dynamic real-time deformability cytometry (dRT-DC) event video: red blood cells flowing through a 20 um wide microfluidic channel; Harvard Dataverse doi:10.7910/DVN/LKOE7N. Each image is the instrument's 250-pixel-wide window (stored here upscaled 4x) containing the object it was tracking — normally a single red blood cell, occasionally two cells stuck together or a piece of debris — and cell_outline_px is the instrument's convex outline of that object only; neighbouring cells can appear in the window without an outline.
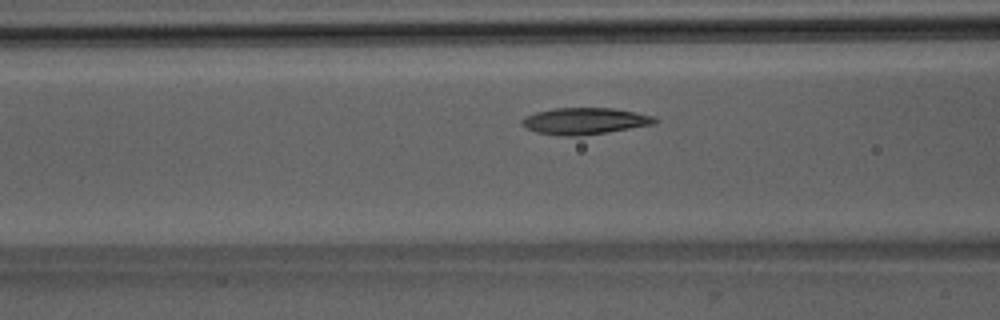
{"species": "Egyptian fruit bat (a non-hibernating species)", "species_latin": "Rousettus aegyptiacus", "temperature_condition": "room temperature", "stored_images_in_passage": 40, "camera_frame_rate_fps": 3000, "um_per_image_px": 0.085, "animal": {"sex": "male"}, "frame": {"image": 1, "passage_image": 9, "time_ms": 2.667, "image_size_px": [1000, 320], "cell_outline_px": [[660, 120], [656, 124], [608, 132], [580, 136], [564, 136], [536, 132], [520, 124], [520, 120], [536, 112], [556, 108], [612, 108], [636, 112], [656, 116]], "centroid_in_image_um": [49.77, 10.29], "position_along_channel_um": 116.8, "area_um2": 20.69}}
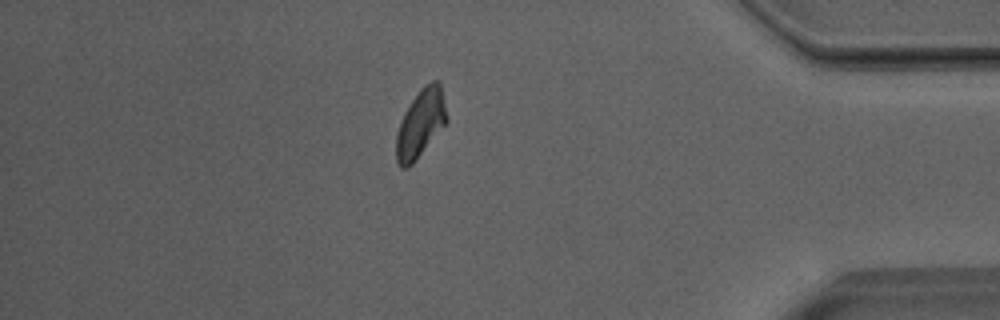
{"frame": {"image": 2, "passage_image": 33, "time_ms": 10.667, "image_size_px": [1000, 320], "cell_outline_px": [[448, 120], [412, 164], [408, 168], [400, 168], [396, 160], [396, 136], [400, 120], [404, 112], [420, 88], [424, 84], [432, 80], [440, 80]], "centroid_in_image_um": [35.74, 10.46], "position_along_channel_um": 399.5, "area_um2": 19.94}}
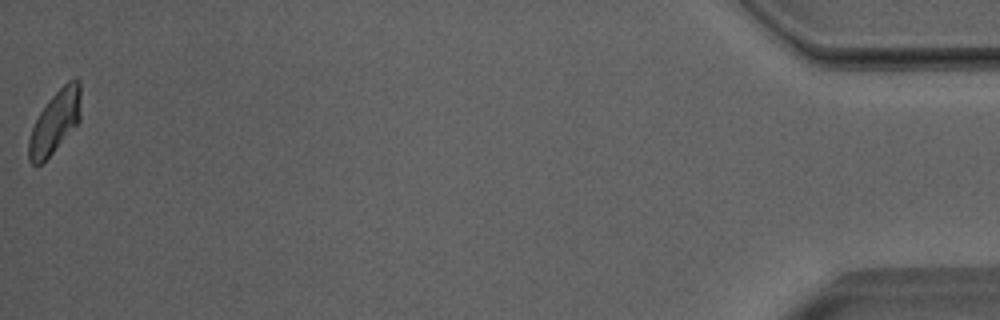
{"frame": {"image": 3, "passage_image": 40, "time_ms": 13.0, "image_size_px": [1000, 320], "cell_outline_px": [[80, 120], [52, 152], [40, 164], [32, 164], [28, 160], [28, 140], [32, 128], [40, 112], [52, 96], [68, 80], [76, 76], [80, 80]], "centroid_in_image_um": [4.68, 10.32], "position_along_channel_um": 430.5, "area_um2": 18.61}, "authors_computed_cell_mechanics": {"area_um2": 19.6231, "velocity_mm_per_s": 3.9683, "shape_relaxation_time_tau1_ms": 3.0565, "shape_relaxation_time_tau2_ms": 5.7731, "deformation_change_tau1": 0.1393, "deformation_change_tau2": 0.0719}}